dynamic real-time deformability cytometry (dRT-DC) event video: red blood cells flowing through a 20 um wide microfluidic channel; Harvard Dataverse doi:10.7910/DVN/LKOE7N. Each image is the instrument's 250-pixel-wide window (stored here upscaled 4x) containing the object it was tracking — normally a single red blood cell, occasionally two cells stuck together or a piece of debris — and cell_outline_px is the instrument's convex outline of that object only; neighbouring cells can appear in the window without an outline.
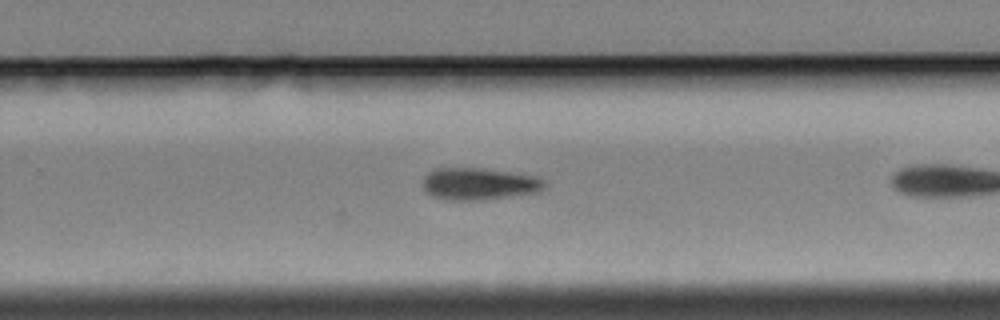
{"species": "Egyptian fruit bat (a non-hibernating species)", "species_latin": "Rousettus aegyptiacus", "temperature_condition": "cold", "stored_images_in_passage": 18, "camera_frame_rate_fps": 3000, "um_per_image_px": 0.085, "animal": {"sex": "female"}, "frame": {"image": 1, "passage_image": 16, "time_ms": 5.0, "image_size_px": [1000, 320], "cell_outline_px": [[548, 184], [540, 192], [480, 200], [448, 200], [432, 196], [424, 188], [424, 176], [428, 172], [436, 168], [480, 168], [540, 176]], "centroid_in_image_um": [40.77, 15.62], "position_along_channel_um": 289.0, "area_um2": 22.83}}